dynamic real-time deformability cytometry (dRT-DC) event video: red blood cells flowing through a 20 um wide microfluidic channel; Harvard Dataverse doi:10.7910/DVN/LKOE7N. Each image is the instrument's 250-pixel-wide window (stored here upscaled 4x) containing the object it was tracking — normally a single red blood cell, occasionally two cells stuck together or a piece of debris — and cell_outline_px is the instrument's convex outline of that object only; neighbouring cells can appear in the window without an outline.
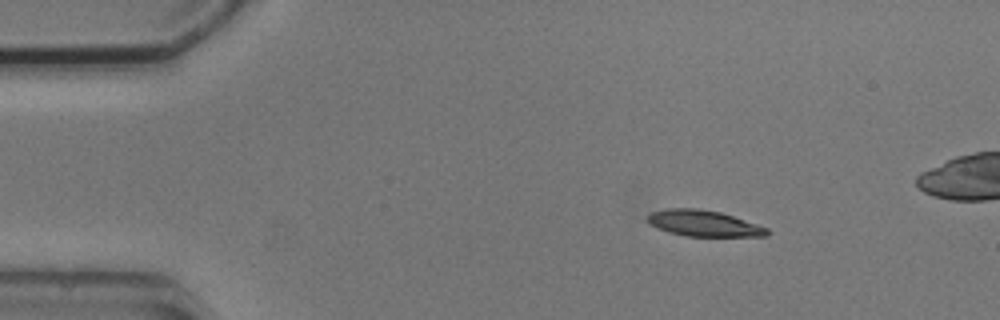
{"species": "common noctule bat (a hibernating species)", "species_latin": "Nyctalus noctula", "temperature_condition": "cold", "stored_images_in_passage": 5, "camera_frame_rate_fps": 3000, "um_per_image_px": 0.085, "animal": {"sex": "male", "body_mass_g": 20.5, "forearm_length_mm": 52.5}, "frame": {"image": 1, "passage_image": 2, "time_ms": 1.333, "image_size_px": [1000, 320], "cell_outline_px": [[772, 232], [768, 236], [688, 236], [668, 232], [656, 228], [648, 224], [644, 220], [652, 212], [668, 208], [700, 208], [720, 212], [768, 228]], "centroid_in_image_um": [59.78, 18.98], "position_along_channel_um": 25.2, "area_um2": 18.26}}